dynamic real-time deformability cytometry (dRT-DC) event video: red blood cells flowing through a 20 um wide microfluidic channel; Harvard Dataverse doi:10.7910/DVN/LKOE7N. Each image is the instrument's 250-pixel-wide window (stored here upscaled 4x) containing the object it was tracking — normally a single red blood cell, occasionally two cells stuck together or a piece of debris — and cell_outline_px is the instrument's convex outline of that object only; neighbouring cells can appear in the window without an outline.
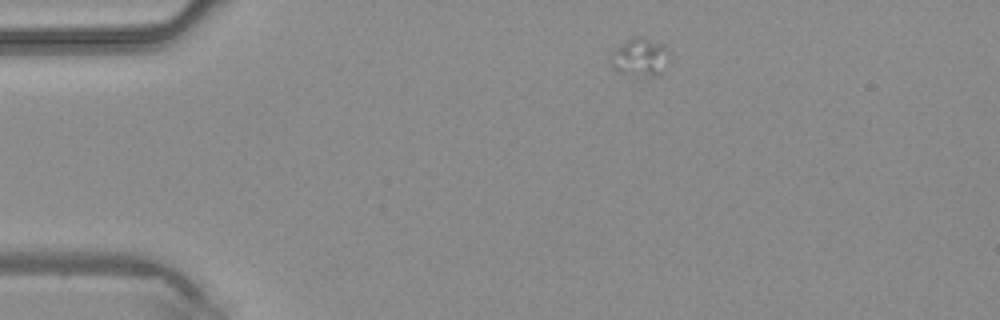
{"species": "common noctule bat (a hibernating species)", "species_latin": "Nyctalus noctula", "temperature_condition": "warm", "stored_images_in_passage": 3, "camera_frame_rate_fps": 3000, "um_per_image_px": 0.085, "animal": {"sex": "male", "body_mass_g": 20.4}, "frame": {"image": 1, "passage_image": 1, "time_ms": 0.0, "image_size_px": [1000, 320], "cell_outline_px": [[668, 60], [660, 76], [656, 76], [620, 72], [612, 64], [608, 56], [616, 48], [628, 40], [636, 36], [640, 36], [664, 44], [668, 52]], "centroid_in_image_um": [54.42, 4.84], "position_along_channel_um": 30.6, "area_um2": 12.66}}